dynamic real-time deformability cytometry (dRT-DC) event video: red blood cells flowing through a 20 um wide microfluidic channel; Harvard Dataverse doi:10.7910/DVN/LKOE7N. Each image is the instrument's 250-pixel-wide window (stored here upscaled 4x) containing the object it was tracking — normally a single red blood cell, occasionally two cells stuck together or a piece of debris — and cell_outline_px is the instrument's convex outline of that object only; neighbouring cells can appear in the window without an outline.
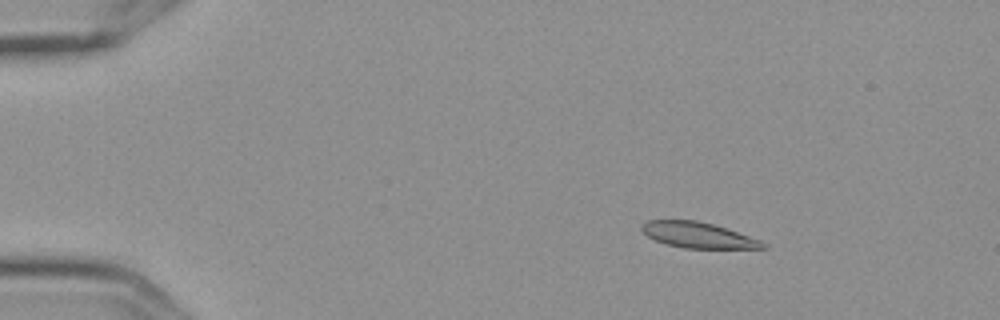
{"species": "Egyptian fruit bat (a non-hibernating species)", "species_latin": "Rousettus aegyptiacus", "temperature_condition": "cold", "stored_images_in_passage": 3, "camera_frame_rate_fps": 3000, "um_per_image_px": 0.085, "frame": {"image": 1, "passage_image": 1, "time_ms": 0.0, "image_size_px": [1000, 320], "cell_outline_px": [[768, 248], [684, 248], [668, 244], [656, 240], [648, 236], [640, 228], [640, 224], [648, 220], [696, 220], [728, 228], [760, 240], [768, 244]], "centroid_in_image_um": [59.35, 19.97], "position_along_channel_um": 25.6, "area_um2": 18.09}}